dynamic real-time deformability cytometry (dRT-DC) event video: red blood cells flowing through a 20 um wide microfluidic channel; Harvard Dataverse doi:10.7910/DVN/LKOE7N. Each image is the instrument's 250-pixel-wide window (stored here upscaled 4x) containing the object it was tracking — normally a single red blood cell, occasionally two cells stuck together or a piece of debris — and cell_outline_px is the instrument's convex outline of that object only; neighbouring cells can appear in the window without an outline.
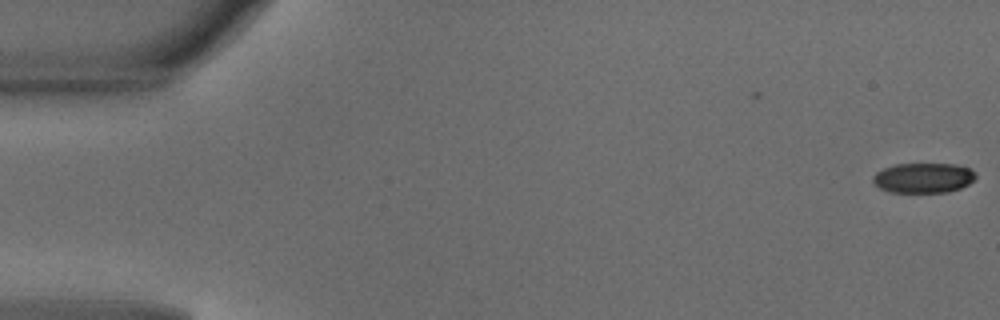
{"species": "common noctule bat (a hibernating species)", "species_latin": "Nyctalus noctula", "temperature_condition": "warm", "stored_images_in_passage": 16, "camera_frame_rate_fps": 3000, "um_per_image_px": 0.085, "animal": {"sex": "male", "body_mass_g": 18.8}, "frame": {"image": 1, "passage_image": 1, "time_ms": 0.0, "image_size_px": [1000, 320], "cell_outline_px": [[976, 176], [968, 184], [960, 188], [948, 192], [888, 192], [880, 188], [872, 180], [872, 176], [876, 172], [884, 168], [896, 164], [956, 164], [968, 168], [976, 172]], "centroid_in_image_um": [78.48, 15.12], "position_along_channel_um": 6.5, "area_um2": 17.92}}
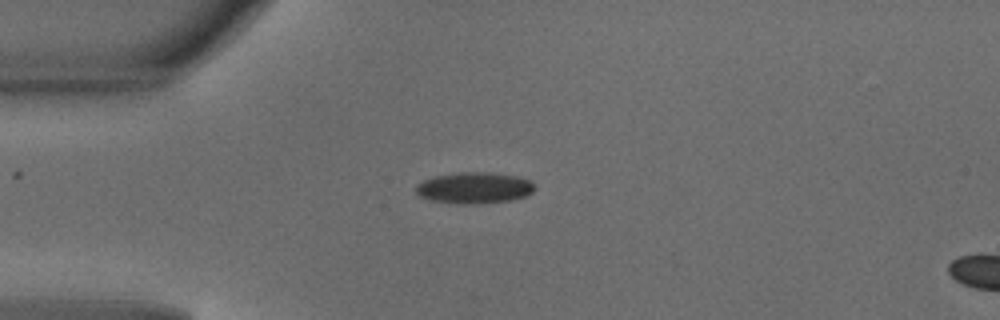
{"frame": {"image": 2, "passage_image": 13, "time_ms": 4.0, "image_size_px": [1000, 320], "cell_outline_px": [[532, 192], [524, 196], [508, 200], [472, 204], [456, 204], [428, 200], [420, 196], [416, 192], [416, 184], [424, 180], [436, 176], [460, 172], [488, 172], [516, 176], [532, 180]], "centroid_in_image_um": [40.26, 15.97], "position_along_channel_um": 44.7, "area_um2": 21.44}}